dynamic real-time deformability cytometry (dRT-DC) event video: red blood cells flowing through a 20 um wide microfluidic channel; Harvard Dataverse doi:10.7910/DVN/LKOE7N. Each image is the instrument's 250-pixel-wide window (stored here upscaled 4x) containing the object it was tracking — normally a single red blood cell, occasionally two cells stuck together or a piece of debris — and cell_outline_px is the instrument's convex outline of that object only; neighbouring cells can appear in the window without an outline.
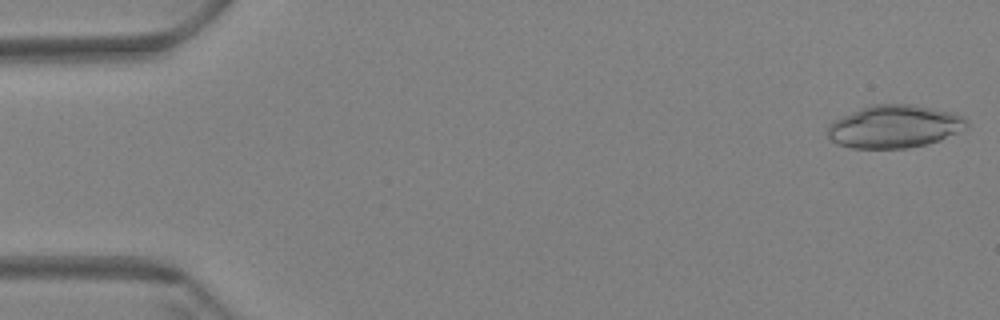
{"species": "Egyptian fruit bat (a non-hibernating species)", "species_latin": "Rousettus aegyptiacus", "temperature_condition": "warm", "stored_images_in_passage": 59, "camera_frame_rate_fps": 3000, "um_per_image_px": 0.085, "animal": {"sex": "female"}, "frame": {"image": 1, "passage_image": 1, "time_ms": 0.0, "image_size_px": [1000, 320], "cell_outline_px": [[968, 128], [960, 132], [940, 140], [928, 144], [908, 148], [852, 148], [840, 144], [832, 140], [828, 136], [828, 128], [836, 120], [852, 112], [872, 104], [912, 104], [952, 112], [964, 116], [968, 120]], "centroid_in_image_um": [76.11, 10.75], "position_along_channel_um": 8.9, "area_um2": 34.56}}
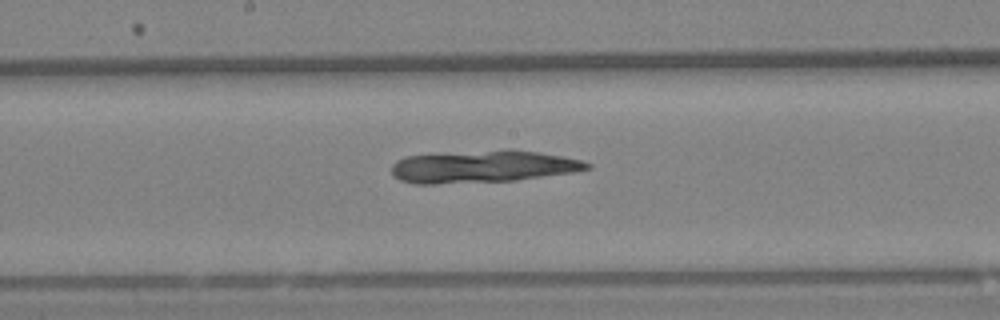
{"frame": {"image": 2, "passage_image": 31, "time_ms": 10.0, "image_size_px": [1000, 320], "cell_outline_px": [[592, 168], [572, 172], [516, 180], [436, 184], [416, 184], [400, 180], [392, 176], [392, 164], [396, 160], [404, 156], [508, 148], [512, 148], [540, 152], [580, 160], [592, 164]], "centroid_in_image_um": [41.01, 14.14], "position_along_channel_um": 207.2, "area_um2": 37.11}}
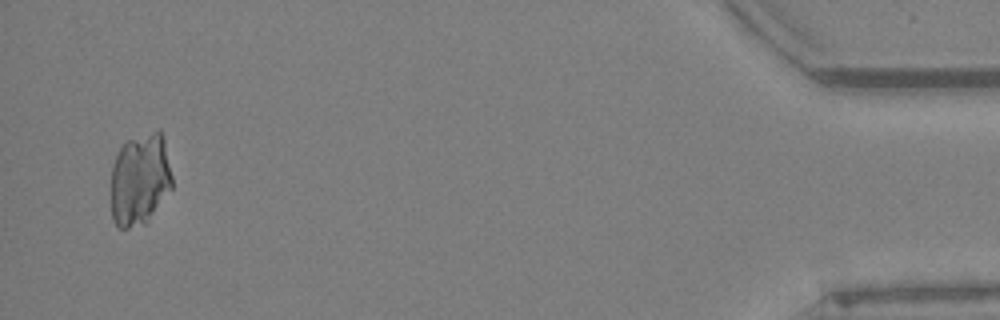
{"frame": {"image": 3, "passage_image": 57, "time_ms": 18.667, "image_size_px": [1000, 320], "cell_outline_px": [[172, 188], [148, 220], [144, 224], [128, 228], [120, 228], [112, 220], [112, 164], [120, 148], [128, 140], [160, 128], [164, 136], [172, 176]], "centroid_in_image_um": [11.91, 15.23], "position_along_channel_um": 423.3, "area_um2": 32.89}}